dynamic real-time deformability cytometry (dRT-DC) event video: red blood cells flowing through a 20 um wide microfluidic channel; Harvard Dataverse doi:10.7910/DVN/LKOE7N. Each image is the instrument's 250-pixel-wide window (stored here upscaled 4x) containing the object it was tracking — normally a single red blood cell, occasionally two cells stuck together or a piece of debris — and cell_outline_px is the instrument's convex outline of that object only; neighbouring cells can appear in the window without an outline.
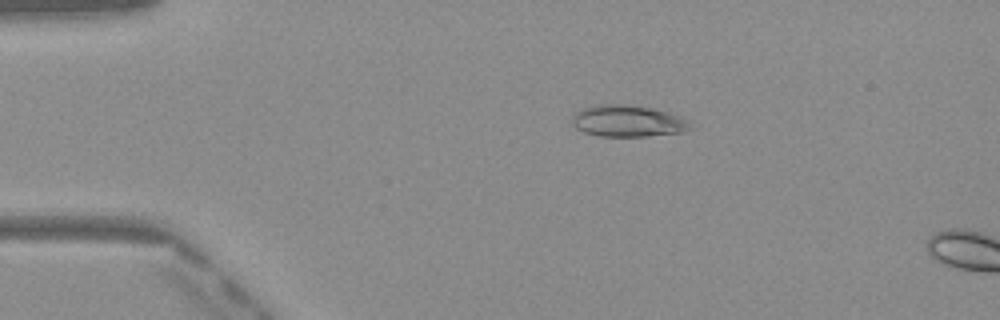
{"species": "Egyptian fruit bat (a non-hibernating species)", "species_latin": "Rousettus aegyptiacus", "temperature_condition": "warm", "stored_images_in_passage": 11, "camera_frame_rate_fps": 3000, "um_per_image_px": 0.085, "frame": {"image": 1, "passage_image": 7, "time_ms": 2.0, "image_size_px": [1000, 320], "cell_outline_px": [[692, 128], [680, 132], [648, 136], [600, 136], [584, 132], [576, 128], [572, 124], [572, 116], [576, 112], [584, 108], [596, 104], [624, 104], [652, 108], [668, 112], [680, 116], [688, 120]], "centroid_in_image_um": [53.35, 10.28], "position_along_channel_um": 31.7, "area_um2": 21.73}}